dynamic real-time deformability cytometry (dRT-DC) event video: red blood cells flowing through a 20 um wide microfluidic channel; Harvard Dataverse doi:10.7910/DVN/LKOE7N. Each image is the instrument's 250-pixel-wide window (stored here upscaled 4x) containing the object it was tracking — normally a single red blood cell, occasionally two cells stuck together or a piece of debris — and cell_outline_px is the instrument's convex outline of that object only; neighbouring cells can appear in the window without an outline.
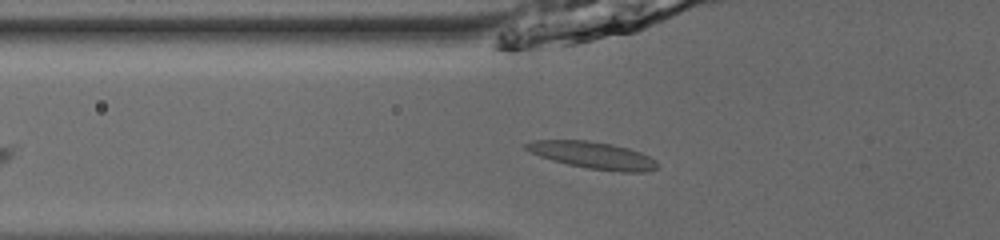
{"species": "common noctule bat (a hibernating species)", "species_latin": "Nyctalus noctula", "temperature_condition": "room temperature", "stored_images_in_passage": 9, "camera_frame_rate_fps": 3000, "um_per_image_px": 0.085, "animal": {"sex": "male", "body_mass_g": 13.0, "forearm_length_mm": 53.1}, "frame": {"image": 1, "passage_image": 4, "time_ms": 1.0, "image_size_px": [1000, 240], "cell_outline_px": [[660, 168], [648, 172], [620, 172], [588, 168], [568, 164], [552, 160], [540, 156], [524, 148], [524, 144], [532, 140], [588, 140], [612, 144], [628, 148], [640, 152], [656, 160], [660, 164]], "centroid_in_image_um": [50.45, 13.2], "position_along_channel_um": 75.3, "area_um2": 20.75}}